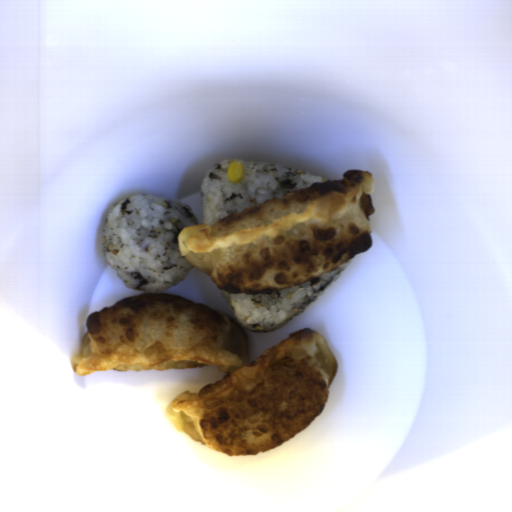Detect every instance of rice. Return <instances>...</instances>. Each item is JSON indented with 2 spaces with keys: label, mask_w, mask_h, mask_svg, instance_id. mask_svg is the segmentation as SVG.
Returning <instances> with one entry per match:
<instances>
[{
  "label": "rice",
  "mask_w": 512,
  "mask_h": 512,
  "mask_svg": "<svg viewBox=\"0 0 512 512\" xmlns=\"http://www.w3.org/2000/svg\"><path fill=\"white\" fill-rule=\"evenodd\" d=\"M195 224L196 213L178 201L142 194L125 197L106 215L104 257L127 288L164 294L194 266L182 256L178 235Z\"/></svg>",
  "instance_id": "1"
},
{
  "label": "rice",
  "mask_w": 512,
  "mask_h": 512,
  "mask_svg": "<svg viewBox=\"0 0 512 512\" xmlns=\"http://www.w3.org/2000/svg\"><path fill=\"white\" fill-rule=\"evenodd\" d=\"M236 161L243 164L244 175L238 184H233L229 183L226 171ZM324 181L330 179L279 165L223 159L204 175L200 190L201 224L212 226L228 214Z\"/></svg>",
  "instance_id": "2"
},
{
  "label": "rice",
  "mask_w": 512,
  "mask_h": 512,
  "mask_svg": "<svg viewBox=\"0 0 512 512\" xmlns=\"http://www.w3.org/2000/svg\"><path fill=\"white\" fill-rule=\"evenodd\" d=\"M353 257L334 271L278 292L220 291L238 325L256 334L272 333L304 313L350 265Z\"/></svg>",
  "instance_id": "3"
}]
</instances>
